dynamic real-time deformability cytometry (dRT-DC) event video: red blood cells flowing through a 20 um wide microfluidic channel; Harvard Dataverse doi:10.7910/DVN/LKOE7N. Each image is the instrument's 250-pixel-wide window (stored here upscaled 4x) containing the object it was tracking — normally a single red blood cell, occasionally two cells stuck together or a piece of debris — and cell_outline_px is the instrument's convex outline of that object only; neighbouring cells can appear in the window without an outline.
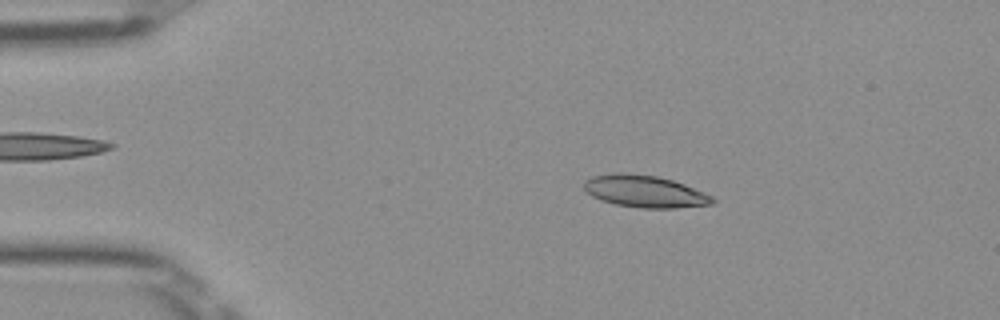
{"species": "Egyptian fruit bat (a non-hibernating species)", "species_latin": "Rousettus aegyptiacus", "temperature_condition": "room temperature", "stored_images_in_passage": 50, "camera_frame_rate_fps": 3000, "um_per_image_px": 0.085, "frame": {"image": 1, "passage_image": 9, "time_ms": 2.667, "image_size_px": [1000, 320], "cell_outline_px": [[716, 200], [712, 204], [676, 208], [640, 208], [616, 204], [600, 200], [592, 196], [584, 188], [584, 180], [592, 176], [616, 172], [624, 172], [656, 176], [672, 180], [684, 184], [704, 192], [712, 196]], "centroid_in_image_um": [54.79, 16.26], "position_along_channel_um": 30.2, "area_um2": 24.04}}
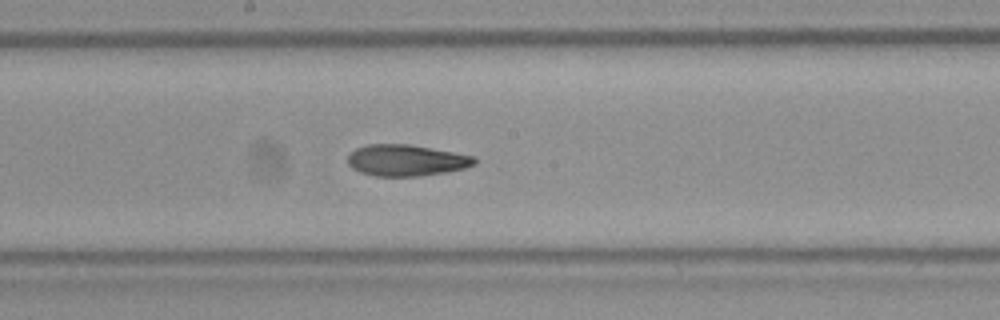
{"frame": {"image": 2, "passage_image": 27, "time_ms": 8.667, "image_size_px": [1000, 320], "cell_outline_px": [[476, 164], [464, 168], [448, 172], [420, 176], [376, 176], [360, 172], [352, 168], [348, 164], [348, 156], [356, 148], [368, 144], [408, 144], [476, 156]], "centroid_in_image_um": [34.55, 13.63], "position_along_channel_um": 213.7, "area_um2": 23.18}}
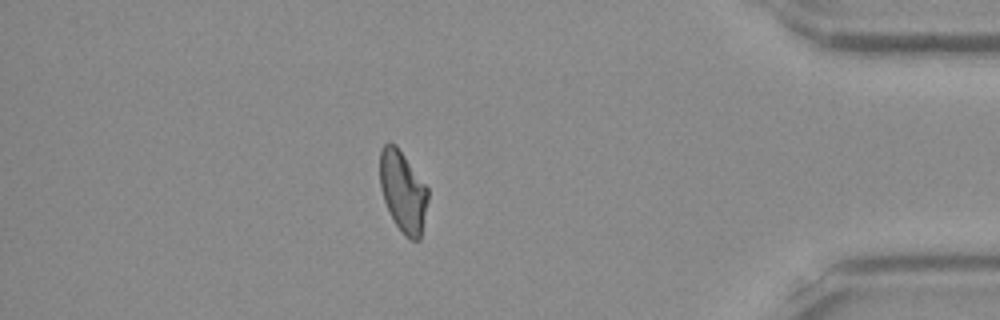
{"frame": {"image": 3, "passage_image": 44, "time_ms": 14.333, "image_size_px": [1000, 320], "cell_outline_px": [[428, 200], [420, 240], [412, 240], [404, 236], [396, 224], [384, 200], [380, 188], [380, 152], [384, 144], [388, 140], [396, 144], [428, 188]], "centroid_in_image_um": [34.25, 16.26], "position_along_channel_um": 401.0, "area_um2": 22.66}, "authors_computed_cell_mechanics": {"area_um2": 23.4957, "velocity_mm_per_s": 3.9847, "shape_relaxation_time_tau1_ms": 6.8, "shape_relaxation_time_tau2_ms": 2.4905, "deformation_change_tau1": 0.1973, "deformation_change_tau2": 0.0845}}